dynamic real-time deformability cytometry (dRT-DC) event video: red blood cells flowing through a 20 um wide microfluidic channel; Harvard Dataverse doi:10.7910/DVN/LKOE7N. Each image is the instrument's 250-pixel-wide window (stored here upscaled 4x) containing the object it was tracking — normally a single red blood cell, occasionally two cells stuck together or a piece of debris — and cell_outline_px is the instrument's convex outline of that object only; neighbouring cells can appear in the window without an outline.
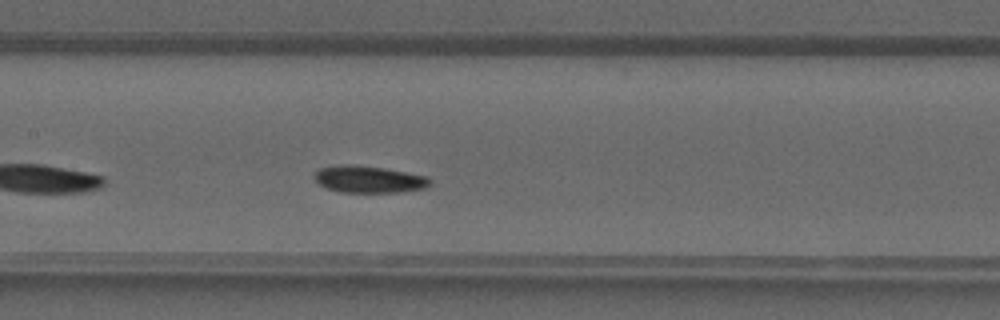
{"species": "common noctule bat (a hibernating species)", "species_latin": "Nyctalus noctula", "temperature_condition": "warm", "stored_images_in_passage": 31, "camera_frame_rate_fps": 3000, "um_per_image_px": 0.085, "animal": {"sex": "male", "forearm_length_mm": 52.5}, "frame": {"image": 1, "passage_image": 14, "time_ms": 4.333, "image_size_px": [1000, 320], "cell_outline_px": [[432, 184], [424, 188], [396, 192], [340, 192], [328, 188], [320, 184], [316, 180], [316, 172], [320, 168], [344, 164], [352, 164], [384, 168], [408, 172], [428, 176], [432, 180]], "centroid_in_image_um": [31.41, 15.23], "position_along_channel_um": 176.0, "area_um2": 18.03}}
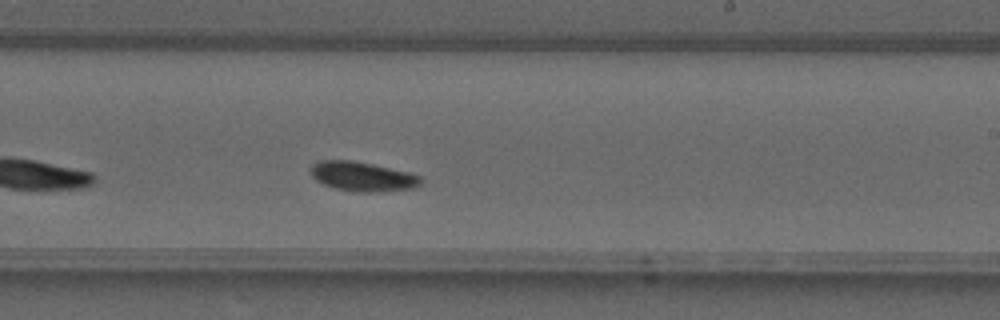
{"frame": {"image": 2, "passage_image": 19, "time_ms": 6.0, "image_size_px": [1000, 320], "cell_outline_px": [[420, 184], [416, 188], [372, 192], [356, 192], [332, 188], [316, 180], [312, 176], [308, 168], [312, 164], [320, 160], [352, 160], [372, 164], [408, 172], [420, 176]], "centroid_in_image_um": [30.75, 15.0], "position_along_channel_um": 258.2, "area_um2": 18.96}}
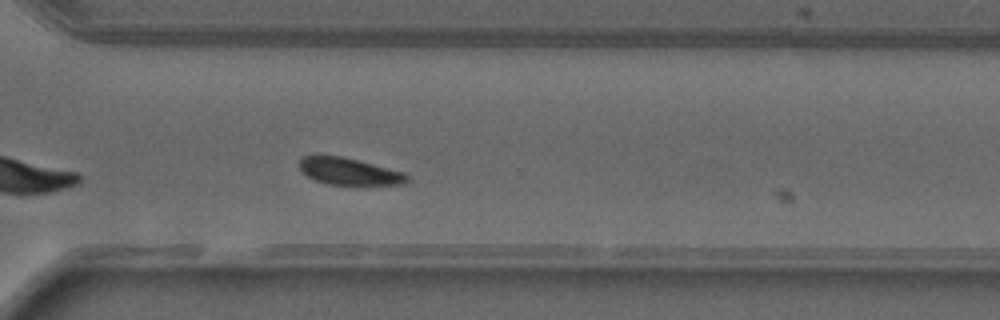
{"frame": {"image": 3, "passage_image": 24, "time_ms": 7.667, "image_size_px": [1000, 320], "cell_outline_px": [[408, 180], [404, 184], [328, 184], [316, 180], [300, 172], [300, 160], [304, 156], [316, 152], [344, 156], [404, 172], [408, 176]], "centroid_in_image_um": [29.59, 14.51], "position_along_channel_um": 341.0, "area_um2": 17.22}}